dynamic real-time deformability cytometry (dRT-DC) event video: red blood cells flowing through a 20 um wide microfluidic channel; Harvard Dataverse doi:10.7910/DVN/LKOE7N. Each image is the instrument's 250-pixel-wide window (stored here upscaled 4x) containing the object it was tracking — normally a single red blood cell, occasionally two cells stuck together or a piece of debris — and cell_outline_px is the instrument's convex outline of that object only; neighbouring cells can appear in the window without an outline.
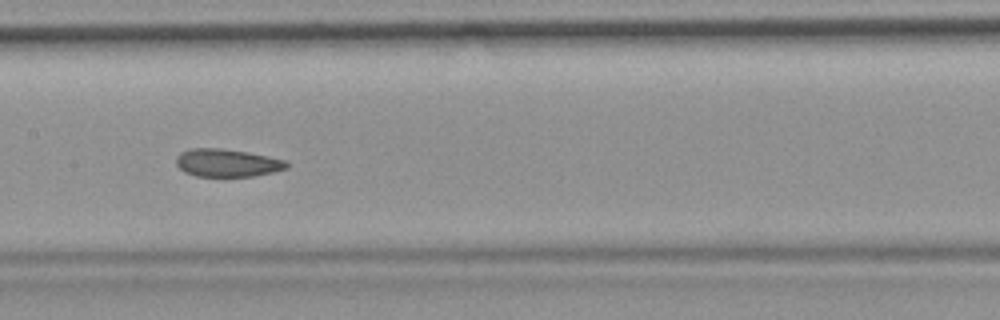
{"species": "common noctule bat (a hibernating species)", "species_latin": "Nyctalus noctula", "temperature_condition": "room temperature", "stored_images_in_passage": 38, "camera_frame_rate_fps": 3000, "um_per_image_px": 0.085, "animal": {"sex": "female", "body_mass_g": 19.9}, "frame": {"image": 1, "passage_image": 17, "time_ms": 5.333, "image_size_px": [1000, 320], "cell_outline_px": [[288, 168], [272, 172], [252, 176], [196, 176], [184, 172], [176, 164], [176, 156], [180, 152], [192, 148], [220, 148], [248, 152], [288, 160]], "centroid_in_image_um": [19.31, 13.83], "position_along_channel_um": 188.1, "area_um2": 17.98}, "authors_computed_cell_mechanics": {"area_um2": 18.4382, "velocity_mm_per_s": 3.6981, "shape_relaxation_time_tau1_ms": null, "shape_relaxation_time_tau2_ms": 2.2971, "deformation_change_tau1": null, "deformation_change_tau2": 0.0721}}